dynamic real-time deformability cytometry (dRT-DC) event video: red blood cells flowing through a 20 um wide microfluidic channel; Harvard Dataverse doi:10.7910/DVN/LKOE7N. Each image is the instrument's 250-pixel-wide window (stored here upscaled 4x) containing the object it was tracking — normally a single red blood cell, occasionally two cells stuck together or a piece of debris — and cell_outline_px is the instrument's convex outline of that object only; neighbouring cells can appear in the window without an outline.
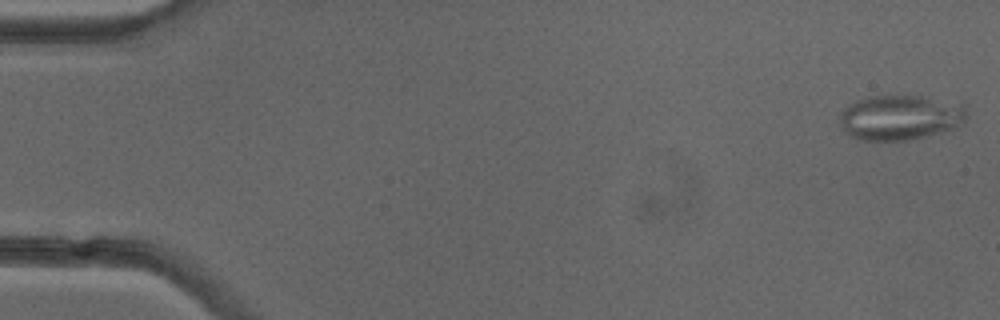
{"species": "common noctule bat (a hibernating species)", "species_latin": "Nyctalus noctula", "temperature_condition": "cold", "stored_images_in_passage": 12, "camera_frame_rate_fps": 3000, "um_per_image_px": 0.085, "animal": {"sex": "female"}, "frame": {"image": 1, "passage_image": 1, "time_ms": 0.0, "image_size_px": [1000, 320], "cell_outline_px": [[968, 116], [964, 124], [940, 132], [908, 140], [864, 140], [848, 136], [840, 124], [840, 112], [844, 108], [856, 100], [868, 96], [924, 96], [968, 104]], "centroid_in_image_um": [76.57, 9.97], "position_along_channel_um": 8.4, "area_um2": 33.76}}